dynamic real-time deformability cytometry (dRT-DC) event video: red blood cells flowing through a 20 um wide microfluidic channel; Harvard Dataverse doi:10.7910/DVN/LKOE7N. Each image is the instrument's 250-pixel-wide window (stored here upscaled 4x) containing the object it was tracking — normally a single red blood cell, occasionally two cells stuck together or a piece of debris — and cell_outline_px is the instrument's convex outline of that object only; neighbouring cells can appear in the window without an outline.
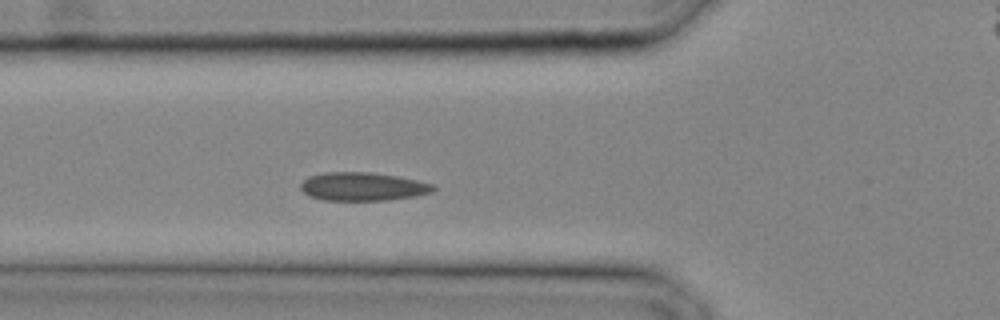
{"species": "common noctule bat (a hibernating species)", "species_latin": "Nyctalus noctula", "temperature_condition": "cold", "stored_images_in_passage": 21, "camera_frame_rate_fps": 3000, "um_per_image_px": 0.085, "animal": {"sex": "male", "body_mass_g": 20.4}, "frame": {"image": 1, "passage_image": 7, "time_ms": 2.0, "image_size_px": [1000, 320], "cell_outline_px": [[436, 188], [432, 192], [416, 196], [388, 200], [324, 200], [312, 196], [304, 192], [300, 188], [300, 184], [308, 176], [324, 172], [368, 172], [396, 176], [416, 180], [432, 184]], "centroid_in_image_um": [30.83, 15.85], "position_along_channel_um": 95.0, "area_um2": 21.79}}